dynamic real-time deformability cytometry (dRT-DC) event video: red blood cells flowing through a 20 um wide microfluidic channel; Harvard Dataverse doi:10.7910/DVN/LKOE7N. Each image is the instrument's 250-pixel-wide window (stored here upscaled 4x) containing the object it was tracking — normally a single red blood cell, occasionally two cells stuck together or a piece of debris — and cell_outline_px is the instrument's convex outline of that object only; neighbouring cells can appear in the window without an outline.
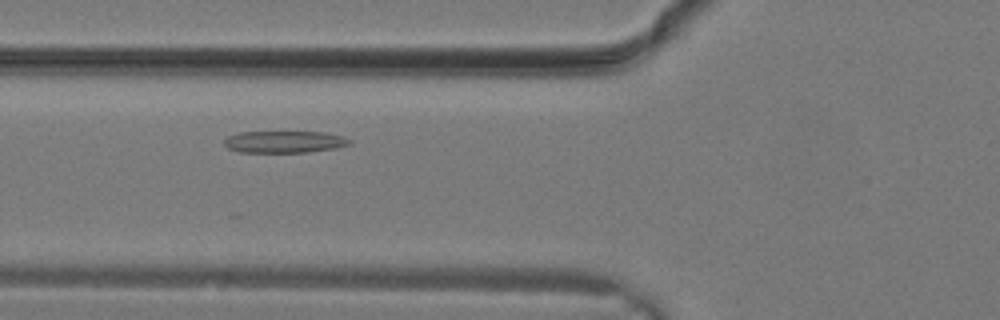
{"species": "common noctule bat (a hibernating species)", "species_latin": "Nyctalus noctula", "temperature_condition": "warm", "stored_images_in_passage": 14, "camera_frame_rate_fps": 3000, "um_per_image_px": 0.085, "animal": {"sex": "male", "body_mass_g": 19.2, "forearm_length_mm": 51.8}, "frame": {"image": 1, "passage_image": 5, "time_ms": 1.333, "image_size_px": [1000, 320], "cell_outline_px": [[352, 144], [336, 148], [308, 152], [240, 152], [228, 148], [224, 144], [224, 140], [228, 136], [240, 132], [324, 132], [344, 136], [352, 140]], "centroid_in_image_um": [24.22, 12.05], "position_along_channel_um": 101.6, "area_um2": 16.07}}
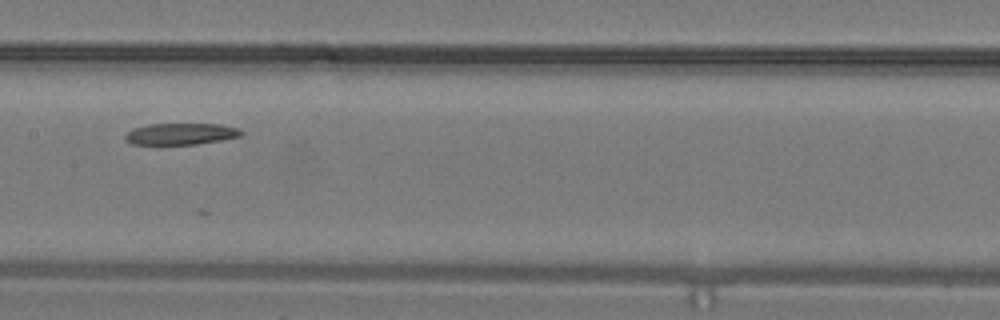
{"frame": {"image": 2, "passage_image": 9, "time_ms": 2.667, "image_size_px": [1000, 320], "cell_outline_px": [[244, 132], [240, 136], [220, 140], [196, 144], [160, 148], [132, 144], [124, 140], [124, 136], [132, 128], [148, 124], [220, 124], [240, 128]], "centroid_in_image_um": [15.27, 11.43], "position_along_channel_um": 192.1, "area_um2": 15.49}}
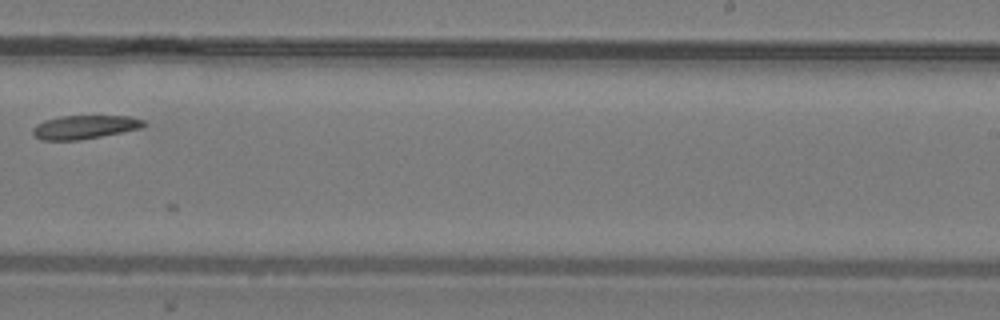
{"frame": {"image": 3, "passage_image": 13, "time_ms": 4.0, "image_size_px": [1000, 320], "cell_outline_px": [[148, 124], [140, 128], [100, 136], [76, 140], [40, 140], [32, 132], [32, 128], [36, 124], [44, 120], [60, 116], [132, 116], [144, 120]], "centroid_in_image_um": [7.18, 10.79], "position_along_channel_um": 281.8, "area_um2": 15.2}}